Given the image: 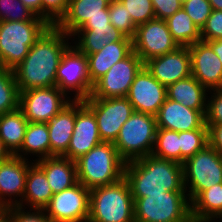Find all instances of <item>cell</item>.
<instances>
[{
  "label": "cell",
  "mask_w": 222,
  "mask_h": 222,
  "mask_svg": "<svg viewBox=\"0 0 222 222\" xmlns=\"http://www.w3.org/2000/svg\"><path fill=\"white\" fill-rule=\"evenodd\" d=\"M181 164L208 145V129L179 132Z\"/></svg>",
  "instance_id": "obj_34"
},
{
  "label": "cell",
  "mask_w": 222,
  "mask_h": 222,
  "mask_svg": "<svg viewBox=\"0 0 222 222\" xmlns=\"http://www.w3.org/2000/svg\"><path fill=\"white\" fill-rule=\"evenodd\" d=\"M70 99L57 86L21 91L19 109L28 122L48 123Z\"/></svg>",
  "instance_id": "obj_12"
},
{
  "label": "cell",
  "mask_w": 222,
  "mask_h": 222,
  "mask_svg": "<svg viewBox=\"0 0 222 222\" xmlns=\"http://www.w3.org/2000/svg\"><path fill=\"white\" fill-rule=\"evenodd\" d=\"M157 129L154 115L134 111L114 142L120 158L127 163L151 155Z\"/></svg>",
  "instance_id": "obj_6"
},
{
  "label": "cell",
  "mask_w": 222,
  "mask_h": 222,
  "mask_svg": "<svg viewBox=\"0 0 222 222\" xmlns=\"http://www.w3.org/2000/svg\"><path fill=\"white\" fill-rule=\"evenodd\" d=\"M221 215L222 183L215 184L201 191L191 201V217L193 222H221L218 220Z\"/></svg>",
  "instance_id": "obj_28"
},
{
  "label": "cell",
  "mask_w": 222,
  "mask_h": 222,
  "mask_svg": "<svg viewBox=\"0 0 222 222\" xmlns=\"http://www.w3.org/2000/svg\"><path fill=\"white\" fill-rule=\"evenodd\" d=\"M191 56V74L208 91L222 89V63L204 41L188 46Z\"/></svg>",
  "instance_id": "obj_19"
},
{
  "label": "cell",
  "mask_w": 222,
  "mask_h": 222,
  "mask_svg": "<svg viewBox=\"0 0 222 222\" xmlns=\"http://www.w3.org/2000/svg\"><path fill=\"white\" fill-rule=\"evenodd\" d=\"M182 7L200 30L213 11L209 0H186L183 2Z\"/></svg>",
  "instance_id": "obj_38"
},
{
  "label": "cell",
  "mask_w": 222,
  "mask_h": 222,
  "mask_svg": "<svg viewBox=\"0 0 222 222\" xmlns=\"http://www.w3.org/2000/svg\"><path fill=\"white\" fill-rule=\"evenodd\" d=\"M144 67L141 58L132 51L115 63L94 85L88 98L126 97L136 75Z\"/></svg>",
  "instance_id": "obj_11"
},
{
  "label": "cell",
  "mask_w": 222,
  "mask_h": 222,
  "mask_svg": "<svg viewBox=\"0 0 222 222\" xmlns=\"http://www.w3.org/2000/svg\"><path fill=\"white\" fill-rule=\"evenodd\" d=\"M209 91L194 77L189 76L167 87V98L206 114Z\"/></svg>",
  "instance_id": "obj_25"
},
{
  "label": "cell",
  "mask_w": 222,
  "mask_h": 222,
  "mask_svg": "<svg viewBox=\"0 0 222 222\" xmlns=\"http://www.w3.org/2000/svg\"><path fill=\"white\" fill-rule=\"evenodd\" d=\"M132 51V39L125 37L122 41L110 42L98 52L85 54L91 84L94 85L115 63L126 58Z\"/></svg>",
  "instance_id": "obj_23"
},
{
  "label": "cell",
  "mask_w": 222,
  "mask_h": 222,
  "mask_svg": "<svg viewBox=\"0 0 222 222\" xmlns=\"http://www.w3.org/2000/svg\"><path fill=\"white\" fill-rule=\"evenodd\" d=\"M22 3L33 11L37 16L42 18V1L41 0H21Z\"/></svg>",
  "instance_id": "obj_46"
},
{
  "label": "cell",
  "mask_w": 222,
  "mask_h": 222,
  "mask_svg": "<svg viewBox=\"0 0 222 222\" xmlns=\"http://www.w3.org/2000/svg\"><path fill=\"white\" fill-rule=\"evenodd\" d=\"M155 117L157 128L177 132L208 129L205 123V115L201 111L186 107L168 98Z\"/></svg>",
  "instance_id": "obj_20"
},
{
  "label": "cell",
  "mask_w": 222,
  "mask_h": 222,
  "mask_svg": "<svg viewBox=\"0 0 222 222\" xmlns=\"http://www.w3.org/2000/svg\"><path fill=\"white\" fill-rule=\"evenodd\" d=\"M72 39L51 25L29 49L27 56L12 69L19 92L56 86V73L63 53Z\"/></svg>",
  "instance_id": "obj_1"
},
{
  "label": "cell",
  "mask_w": 222,
  "mask_h": 222,
  "mask_svg": "<svg viewBox=\"0 0 222 222\" xmlns=\"http://www.w3.org/2000/svg\"><path fill=\"white\" fill-rule=\"evenodd\" d=\"M124 178L133 198L166 192H186L183 164L148 155L125 163Z\"/></svg>",
  "instance_id": "obj_2"
},
{
  "label": "cell",
  "mask_w": 222,
  "mask_h": 222,
  "mask_svg": "<svg viewBox=\"0 0 222 222\" xmlns=\"http://www.w3.org/2000/svg\"><path fill=\"white\" fill-rule=\"evenodd\" d=\"M76 120V100L72 99L48 123L50 156H65Z\"/></svg>",
  "instance_id": "obj_21"
},
{
  "label": "cell",
  "mask_w": 222,
  "mask_h": 222,
  "mask_svg": "<svg viewBox=\"0 0 222 222\" xmlns=\"http://www.w3.org/2000/svg\"><path fill=\"white\" fill-rule=\"evenodd\" d=\"M42 18L55 25L65 14L69 0H41Z\"/></svg>",
  "instance_id": "obj_42"
},
{
  "label": "cell",
  "mask_w": 222,
  "mask_h": 222,
  "mask_svg": "<svg viewBox=\"0 0 222 222\" xmlns=\"http://www.w3.org/2000/svg\"><path fill=\"white\" fill-rule=\"evenodd\" d=\"M133 199L135 222H193L186 192H166Z\"/></svg>",
  "instance_id": "obj_7"
},
{
  "label": "cell",
  "mask_w": 222,
  "mask_h": 222,
  "mask_svg": "<svg viewBox=\"0 0 222 222\" xmlns=\"http://www.w3.org/2000/svg\"><path fill=\"white\" fill-rule=\"evenodd\" d=\"M52 196L53 192L44 171L33 162L28 168L24 196L18 206L44 210Z\"/></svg>",
  "instance_id": "obj_26"
},
{
  "label": "cell",
  "mask_w": 222,
  "mask_h": 222,
  "mask_svg": "<svg viewBox=\"0 0 222 222\" xmlns=\"http://www.w3.org/2000/svg\"><path fill=\"white\" fill-rule=\"evenodd\" d=\"M222 39V11L213 10L201 29V41Z\"/></svg>",
  "instance_id": "obj_41"
},
{
  "label": "cell",
  "mask_w": 222,
  "mask_h": 222,
  "mask_svg": "<svg viewBox=\"0 0 222 222\" xmlns=\"http://www.w3.org/2000/svg\"><path fill=\"white\" fill-rule=\"evenodd\" d=\"M101 142L94 112L83 100H76L75 127L65 157L75 161Z\"/></svg>",
  "instance_id": "obj_16"
},
{
  "label": "cell",
  "mask_w": 222,
  "mask_h": 222,
  "mask_svg": "<svg viewBox=\"0 0 222 222\" xmlns=\"http://www.w3.org/2000/svg\"><path fill=\"white\" fill-rule=\"evenodd\" d=\"M208 93L205 114L206 126L222 124V89L212 90Z\"/></svg>",
  "instance_id": "obj_39"
},
{
  "label": "cell",
  "mask_w": 222,
  "mask_h": 222,
  "mask_svg": "<svg viewBox=\"0 0 222 222\" xmlns=\"http://www.w3.org/2000/svg\"><path fill=\"white\" fill-rule=\"evenodd\" d=\"M45 20L26 7L21 0H0L1 21Z\"/></svg>",
  "instance_id": "obj_36"
},
{
  "label": "cell",
  "mask_w": 222,
  "mask_h": 222,
  "mask_svg": "<svg viewBox=\"0 0 222 222\" xmlns=\"http://www.w3.org/2000/svg\"><path fill=\"white\" fill-rule=\"evenodd\" d=\"M32 163L15 155L0 162V206L12 207L21 203L28 168Z\"/></svg>",
  "instance_id": "obj_18"
},
{
  "label": "cell",
  "mask_w": 222,
  "mask_h": 222,
  "mask_svg": "<svg viewBox=\"0 0 222 222\" xmlns=\"http://www.w3.org/2000/svg\"><path fill=\"white\" fill-rule=\"evenodd\" d=\"M112 27L109 18V10H104V15H96L89 18L81 28Z\"/></svg>",
  "instance_id": "obj_45"
},
{
  "label": "cell",
  "mask_w": 222,
  "mask_h": 222,
  "mask_svg": "<svg viewBox=\"0 0 222 222\" xmlns=\"http://www.w3.org/2000/svg\"><path fill=\"white\" fill-rule=\"evenodd\" d=\"M144 66L165 87L191 76V56L188 46L149 59Z\"/></svg>",
  "instance_id": "obj_17"
},
{
  "label": "cell",
  "mask_w": 222,
  "mask_h": 222,
  "mask_svg": "<svg viewBox=\"0 0 222 222\" xmlns=\"http://www.w3.org/2000/svg\"><path fill=\"white\" fill-rule=\"evenodd\" d=\"M173 39L179 46H190L201 41V30L196 26L183 7L166 20Z\"/></svg>",
  "instance_id": "obj_31"
},
{
  "label": "cell",
  "mask_w": 222,
  "mask_h": 222,
  "mask_svg": "<svg viewBox=\"0 0 222 222\" xmlns=\"http://www.w3.org/2000/svg\"><path fill=\"white\" fill-rule=\"evenodd\" d=\"M213 10L222 11V0H209Z\"/></svg>",
  "instance_id": "obj_50"
},
{
  "label": "cell",
  "mask_w": 222,
  "mask_h": 222,
  "mask_svg": "<svg viewBox=\"0 0 222 222\" xmlns=\"http://www.w3.org/2000/svg\"><path fill=\"white\" fill-rule=\"evenodd\" d=\"M132 45L133 51L144 63L179 47L169 31L166 21L156 18L137 26Z\"/></svg>",
  "instance_id": "obj_14"
},
{
  "label": "cell",
  "mask_w": 222,
  "mask_h": 222,
  "mask_svg": "<svg viewBox=\"0 0 222 222\" xmlns=\"http://www.w3.org/2000/svg\"><path fill=\"white\" fill-rule=\"evenodd\" d=\"M126 97L134 111L155 116L167 99V87L155 79L144 66L136 75Z\"/></svg>",
  "instance_id": "obj_15"
},
{
  "label": "cell",
  "mask_w": 222,
  "mask_h": 222,
  "mask_svg": "<svg viewBox=\"0 0 222 222\" xmlns=\"http://www.w3.org/2000/svg\"><path fill=\"white\" fill-rule=\"evenodd\" d=\"M208 144L222 156V124L208 127Z\"/></svg>",
  "instance_id": "obj_44"
},
{
  "label": "cell",
  "mask_w": 222,
  "mask_h": 222,
  "mask_svg": "<svg viewBox=\"0 0 222 222\" xmlns=\"http://www.w3.org/2000/svg\"><path fill=\"white\" fill-rule=\"evenodd\" d=\"M155 18L166 20L168 17L172 16L179 9L182 8L183 2L180 0H151Z\"/></svg>",
  "instance_id": "obj_43"
},
{
  "label": "cell",
  "mask_w": 222,
  "mask_h": 222,
  "mask_svg": "<svg viewBox=\"0 0 222 222\" xmlns=\"http://www.w3.org/2000/svg\"><path fill=\"white\" fill-rule=\"evenodd\" d=\"M77 36V37H76ZM74 46L84 54L100 51L110 42L122 41L126 36L115 27L80 28L72 35Z\"/></svg>",
  "instance_id": "obj_27"
},
{
  "label": "cell",
  "mask_w": 222,
  "mask_h": 222,
  "mask_svg": "<svg viewBox=\"0 0 222 222\" xmlns=\"http://www.w3.org/2000/svg\"><path fill=\"white\" fill-rule=\"evenodd\" d=\"M183 183L190 202L201 191L222 183V156L206 145L184 161Z\"/></svg>",
  "instance_id": "obj_8"
},
{
  "label": "cell",
  "mask_w": 222,
  "mask_h": 222,
  "mask_svg": "<svg viewBox=\"0 0 222 222\" xmlns=\"http://www.w3.org/2000/svg\"><path fill=\"white\" fill-rule=\"evenodd\" d=\"M28 120L18 108L0 115V139L11 155L21 148Z\"/></svg>",
  "instance_id": "obj_30"
},
{
  "label": "cell",
  "mask_w": 222,
  "mask_h": 222,
  "mask_svg": "<svg viewBox=\"0 0 222 222\" xmlns=\"http://www.w3.org/2000/svg\"><path fill=\"white\" fill-rule=\"evenodd\" d=\"M19 94L13 71L0 66V115L19 108Z\"/></svg>",
  "instance_id": "obj_33"
},
{
  "label": "cell",
  "mask_w": 222,
  "mask_h": 222,
  "mask_svg": "<svg viewBox=\"0 0 222 222\" xmlns=\"http://www.w3.org/2000/svg\"><path fill=\"white\" fill-rule=\"evenodd\" d=\"M110 2L111 0H69L65 14L55 26L72 37L89 18L104 15Z\"/></svg>",
  "instance_id": "obj_22"
},
{
  "label": "cell",
  "mask_w": 222,
  "mask_h": 222,
  "mask_svg": "<svg viewBox=\"0 0 222 222\" xmlns=\"http://www.w3.org/2000/svg\"><path fill=\"white\" fill-rule=\"evenodd\" d=\"M110 23L126 37L133 39L137 25L132 21L131 14L120 0H111L109 7Z\"/></svg>",
  "instance_id": "obj_35"
},
{
  "label": "cell",
  "mask_w": 222,
  "mask_h": 222,
  "mask_svg": "<svg viewBox=\"0 0 222 222\" xmlns=\"http://www.w3.org/2000/svg\"><path fill=\"white\" fill-rule=\"evenodd\" d=\"M83 102L95 114L102 142L114 143L122 125L134 112L127 97L86 98Z\"/></svg>",
  "instance_id": "obj_10"
},
{
  "label": "cell",
  "mask_w": 222,
  "mask_h": 222,
  "mask_svg": "<svg viewBox=\"0 0 222 222\" xmlns=\"http://www.w3.org/2000/svg\"><path fill=\"white\" fill-rule=\"evenodd\" d=\"M90 190L80 182L53 194L44 208L52 222H88Z\"/></svg>",
  "instance_id": "obj_13"
},
{
  "label": "cell",
  "mask_w": 222,
  "mask_h": 222,
  "mask_svg": "<svg viewBox=\"0 0 222 222\" xmlns=\"http://www.w3.org/2000/svg\"><path fill=\"white\" fill-rule=\"evenodd\" d=\"M32 211V212H31ZM10 222H52L43 209H30L20 206L9 207Z\"/></svg>",
  "instance_id": "obj_40"
},
{
  "label": "cell",
  "mask_w": 222,
  "mask_h": 222,
  "mask_svg": "<svg viewBox=\"0 0 222 222\" xmlns=\"http://www.w3.org/2000/svg\"><path fill=\"white\" fill-rule=\"evenodd\" d=\"M215 52L222 63V39L205 41Z\"/></svg>",
  "instance_id": "obj_47"
},
{
  "label": "cell",
  "mask_w": 222,
  "mask_h": 222,
  "mask_svg": "<svg viewBox=\"0 0 222 222\" xmlns=\"http://www.w3.org/2000/svg\"><path fill=\"white\" fill-rule=\"evenodd\" d=\"M50 26L47 20L1 21L0 66L14 69Z\"/></svg>",
  "instance_id": "obj_5"
},
{
  "label": "cell",
  "mask_w": 222,
  "mask_h": 222,
  "mask_svg": "<svg viewBox=\"0 0 222 222\" xmlns=\"http://www.w3.org/2000/svg\"><path fill=\"white\" fill-rule=\"evenodd\" d=\"M0 222H10L9 221V207L0 206Z\"/></svg>",
  "instance_id": "obj_48"
},
{
  "label": "cell",
  "mask_w": 222,
  "mask_h": 222,
  "mask_svg": "<svg viewBox=\"0 0 222 222\" xmlns=\"http://www.w3.org/2000/svg\"><path fill=\"white\" fill-rule=\"evenodd\" d=\"M28 154L30 156L35 154L34 156L37 157L33 162L50 156V139L47 123L28 122L23 144L15 156L27 160L29 158Z\"/></svg>",
  "instance_id": "obj_29"
},
{
  "label": "cell",
  "mask_w": 222,
  "mask_h": 222,
  "mask_svg": "<svg viewBox=\"0 0 222 222\" xmlns=\"http://www.w3.org/2000/svg\"><path fill=\"white\" fill-rule=\"evenodd\" d=\"M88 222H135L134 199L124 177L90 190Z\"/></svg>",
  "instance_id": "obj_4"
},
{
  "label": "cell",
  "mask_w": 222,
  "mask_h": 222,
  "mask_svg": "<svg viewBox=\"0 0 222 222\" xmlns=\"http://www.w3.org/2000/svg\"><path fill=\"white\" fill-rule=\"evenodd\" d=\"M75 163L78 182L89 190L113 184L124 177L125 162L114 143L101 142Z\"/></svg>",
  "instance_id": "obj_3"
},
{
  "label": "cell",
  "mask_w": 222,
  "mask_h": 222,
  "mask_svg": "<svg viewBox=\"0 0 222 222\" xmlns=\"http://www.w3.org/2000/svg\"><path fill=\"white\" fill-rule=\"evenodd\" d=\"M34 162L44 171L53 194L68 189L78 182L74 160L65 156H49Z\"/></svg>",
  "instance_id": "obj_24"
},
{
  "label": "cell",
  "mask_w": 222,
  "mask_h": 222,
  "mask_svg": "<svg viewBox=\"0 0 222 222\" xmlns=\"http://www.w3.org/2000/svg\"><path fill=\"white\" fill-rule=\"evenodd\" d=\"M152 155L176 161L181 164V150L179 132L158 128Z\"/></svg>",
  "instance_id": "obj_32"
},
{
  "label": "cell",
  "mask_w": 222,
  "mask_h": 222,
  "mask_svg": "<svg viewBox=\"0 0 222 222\" xmlns=\"http://www.w3.org/2000/svg\"><path fill=\"white\" fill-rule=\"evenodd\" d=\"M131 14L132 21L138 26L155 19L151 0H120Z\"/></svg>",
  "instance_id": "obj_37"
},
{
  "label": "cell",
  "mask_w": 222,
  "mask_h": 222,
  "mask_svg": "<svg viewBox=\"0 0 222 222\" xmlns=\"http://www.w3.org/2000/svg\"><path fill=\"white\" fill-rule=\"evenodd\" d=\"M56 86L74 100L86 99L92 93L93 85L89 80L87 56L73 44L61 57L56 73Z\"/></svg>",
  "instance_id": "obj_9"
},
{
  "label": "cell",
  "mask_w": 222,
  "mask_h": 222,
  "mask_svg": "<svg viewBox=\"0 0 222 222\" xmlns=\"http://www.w3.org/2000/svg\"><path fill=\"white\" fill-rule=\"evenodd\" d=\"M11 156L10 152L5 148L0 139V162L7 160Z\"/></svg>",
  "instance_id": "obj_49"
}]
</instances>
